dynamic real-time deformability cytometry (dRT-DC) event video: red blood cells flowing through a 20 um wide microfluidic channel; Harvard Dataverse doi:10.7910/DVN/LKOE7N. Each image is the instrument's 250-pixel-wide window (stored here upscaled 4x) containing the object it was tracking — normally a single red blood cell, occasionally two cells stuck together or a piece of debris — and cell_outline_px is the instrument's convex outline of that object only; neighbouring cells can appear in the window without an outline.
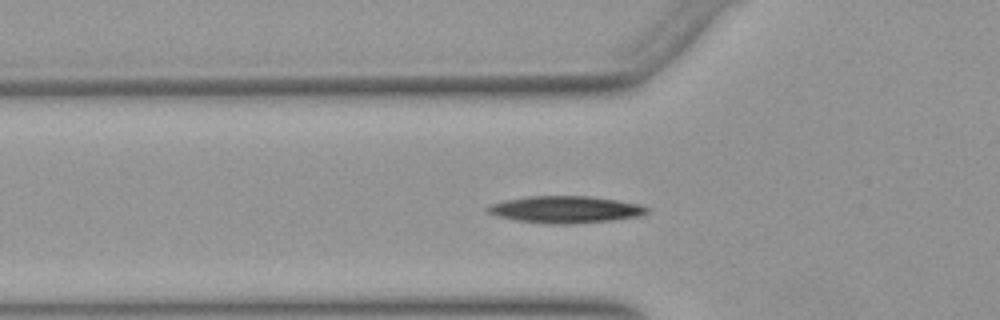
{"species": "Egyptian fruit bat (a non-hibernating species)", "species_latin": "Rousettus aegyptiacus", "temperature_condition": "warm", "stored_images_in_passage": 30, "camera_frame_rate_fps": 3000, "um_per_image_px": 0.085, "animal": {"sex": "female"}, "frame": {"image": 1, "passage_image": 2, "time_ms": 0.333, "image_size_px": [1000, 320], "cell_outline_px": [[648, 212], [640, 216], [612, 220], [572, 224], [552, 224], [516, 220], [496, 216], [488, 212], [484, 208], [488, 204], [504, 200], [528, 196], [592, 196], [640, 204], [648, 208]], "centroid_in_image_um": [48.02, 17.8], "position_along_channel_um": 77.8, "area_um2": 25.14}}
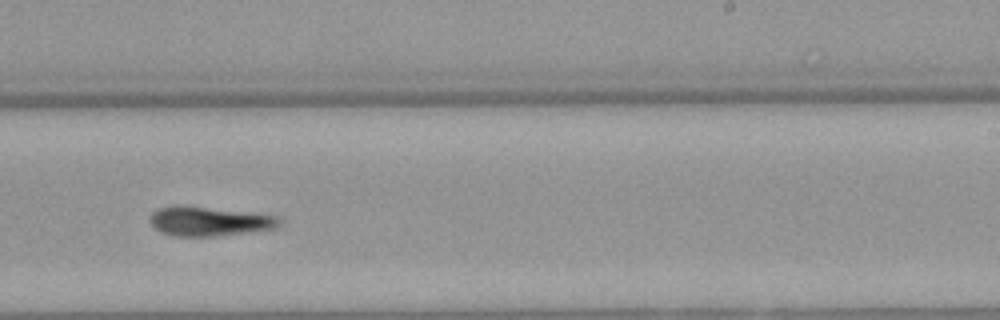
{"frame": {"image": 2, "passage_image": 17, "time_ms": 5.333, "image_size_px": [1000, 320], "cell_outline_px": [[280, 224], [276, 228], [256, 232], [216, 236], [172, 236], [160, 232], [148, 220], [148, 216], [152, 212], [160, 208], [176, 204], [184, 204], [256, 212], [276, 216], [280, 220]], "centroid_in_image_um": [17.79, 18.79], "position_along_channel_um": 271.2, "area_um2": 22.95}}
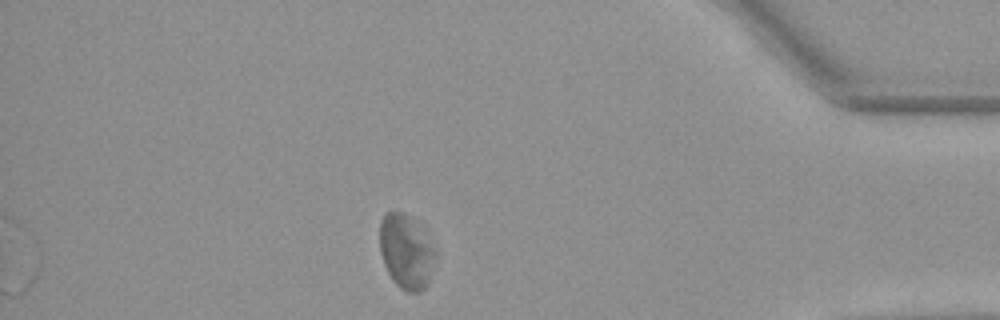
{"frame": {"image": 3, "passage_image": 30, "time_ms": 9.667, "image_size_px": [1000, 320], "cell_outline_px": [[432, 256], [428, 284], [420, 292], [408, 292], [400, 288], [392, 280], [384, 264], [380, 252], [380, 220], [388, 212], [400, 212], [408, 216], [432, 248]], "centroid_in_image_um": [34.42, 21.44], "position_along_channel_um": 400.8, "area_um2": 22.66}, "authors_computed_cell_mechanics": {"area_um2": 23.0044, "velocity_mm_per_s": 3.8731, "shape_relaxation_time_tau1_ms": null, "shape_relaxation_time_tau2_ms": 4.1404, "deformation_change_tau1": null, "deformation_change_tau2": 0.1374}}